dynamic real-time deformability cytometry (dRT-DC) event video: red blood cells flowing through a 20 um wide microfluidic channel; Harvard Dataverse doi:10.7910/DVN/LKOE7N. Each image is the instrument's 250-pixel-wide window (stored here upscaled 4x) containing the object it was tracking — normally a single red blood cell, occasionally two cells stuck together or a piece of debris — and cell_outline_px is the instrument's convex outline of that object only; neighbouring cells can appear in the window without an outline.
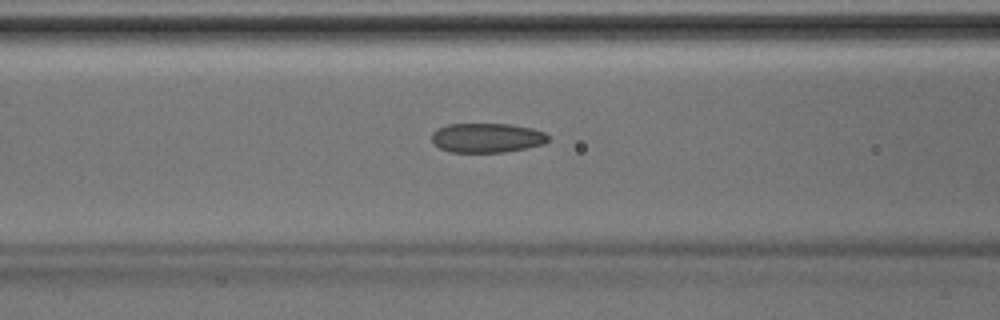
{"species": "Egyptian fruit bat (a non-hibernating species)", "species_latin": "Rousettus aegyptiacus", "temperature_condition": "room temperature", "stored_images_in_passage": 25, "camera_frame_rate_fps": 3000, "um_per_image_px": 0.085, "animal": {"sex": "male"}, "frame": {"image": 1, "passage_image": 5, "time_ms": 1.333, "image_size_px": [1000, 320], "cell_outline_px": [[548, 140], [544, 144], [504, 152], [448, 152], [440, 148], [432, 140], [432, 132], [436, 128], [448, 124], [508, 124], [532, 128], [544, 132], [548, 136]], "centroid_in_image_um": [41.36, 11.71], "position_along_channel_um": 125.2, "area_um2": 19.94}}
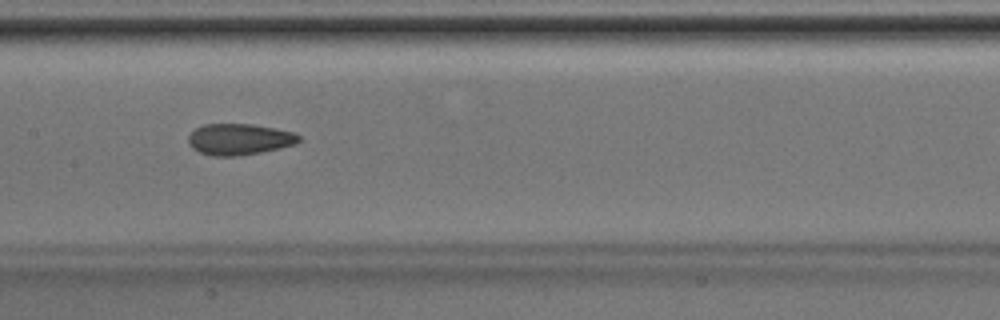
{"frame": {"image": 2, "passage_image": 9, "time_ms": 2.667, "image_size_px": [1000, 320], "cell_outline_px": [[300, 140], [296, 144], [280, 148], [260, 152], [236, 156], [212, 156], [200, 152], [192, 148], [188, 144], [188, 136], [196, 128], [204, 124], [252, 124], [276, 128], [296, 132], [300, 136]], "centroid_in_image_um": [20.35, 11.83], "position_along_channel_um": 187.0, "area_um2": 20.23}}
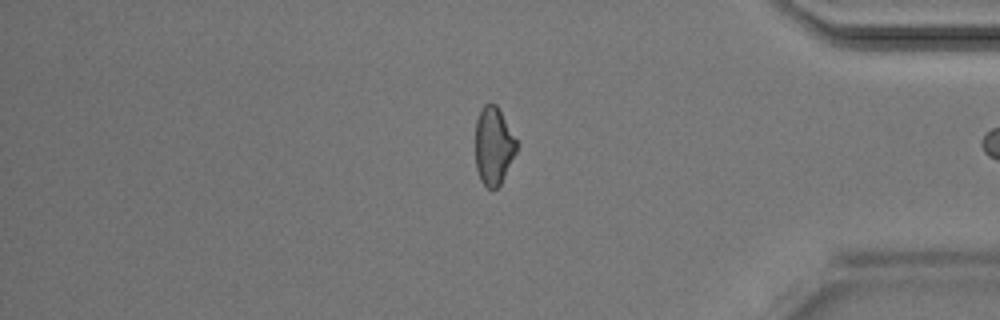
{"frame": {"image": 3, "passage_image": 24, "time_ms": 7.667, "image_size_px": [1000, 320], "cell_outline_px": [[516, 152], [500, 184], [492, 192], [480, 180], [476, 168], [476, 120], [484, 104], [496, 104], [516, 140]], "centroid_in_image_um": [41.93, 12.44], "position_along_channel_um": 393.3, "area_um2": 18.32}}